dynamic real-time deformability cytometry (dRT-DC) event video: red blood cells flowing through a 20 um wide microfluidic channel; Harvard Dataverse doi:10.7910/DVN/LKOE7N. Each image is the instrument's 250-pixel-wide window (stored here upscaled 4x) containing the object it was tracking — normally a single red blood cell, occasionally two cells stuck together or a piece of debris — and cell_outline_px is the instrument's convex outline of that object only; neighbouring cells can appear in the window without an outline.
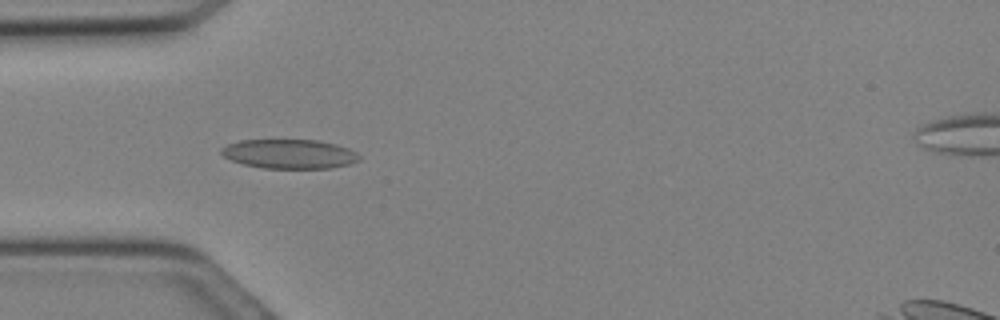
{"species": "Egyptian fruit bat (a non-hibernating species)", "species_latin": "Rousettus aegyptiacus", "temperature_condition": "cold", "stored_images_in_passage": 14, "camera_frame_rate_fps": 3000, "um_per_image_px": 0.085, "animal": {"sex": "female"}, "frame": {"image": 1, "passage_image": 1, "time_ms": 0.0, "image_size_px": [1000, 320], "cell_outline_px": [[360, 160], [352, 164], [332, 168], [264, 168], [244, 164], [232, 160], [224, 156], [220, 152], [220, 148], [228, 144], [240, 140], [316, 140], [336, 144], [348, 148], [356, 152], [360, 156]], "centroid_in_image_um": [24.63, 13.08], "position_along_channel_um": 60.4, "area_um2": 23.58}}
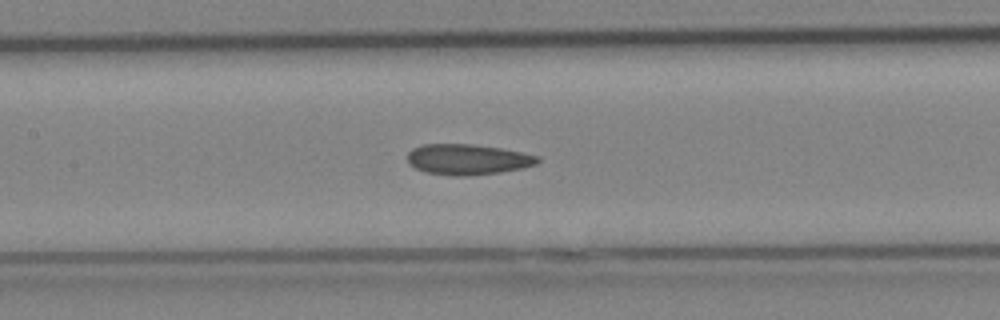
{"frame": {"image": 2, "passage_image": 6, "time_ms": 1.667, "image_size_px": [1000, 320], "cell_outline_px": [[540, 160], [536, 164], [520, 168], [500, 172], [464, 176], [452, 176], [424, 172], [408, 164], [408, 152], [412, 148], [424, 144], [472, 144], [500, 148], [540, 156]], "centroid_in_image_um": [39.72, 13.55], "position_along_channel_um": 167.7, "area_um2": 23.18}}
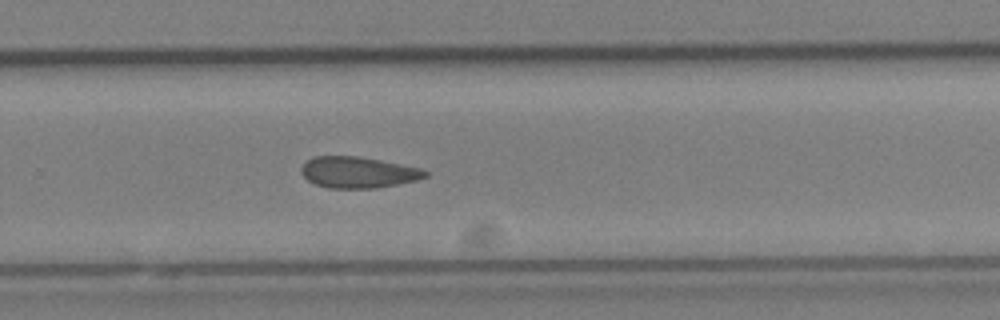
{"frame": {"image": 3, "passage_image": 12, "time_ms": 3.667, "image_size_px": [1000, 320], "cell_outline_px": [[428, 176], [416, 180], [376, 188], [328, 188], [316, 184], [308, 180], [300, 172], [300, 168], [312, 156], [356, 156], [380, 160], [420, 168], [428, 172]], "centroid_in_image_um": [30.41, 14.65], "position_along_channel_um": 299.4, "area_um2": 22.37}}